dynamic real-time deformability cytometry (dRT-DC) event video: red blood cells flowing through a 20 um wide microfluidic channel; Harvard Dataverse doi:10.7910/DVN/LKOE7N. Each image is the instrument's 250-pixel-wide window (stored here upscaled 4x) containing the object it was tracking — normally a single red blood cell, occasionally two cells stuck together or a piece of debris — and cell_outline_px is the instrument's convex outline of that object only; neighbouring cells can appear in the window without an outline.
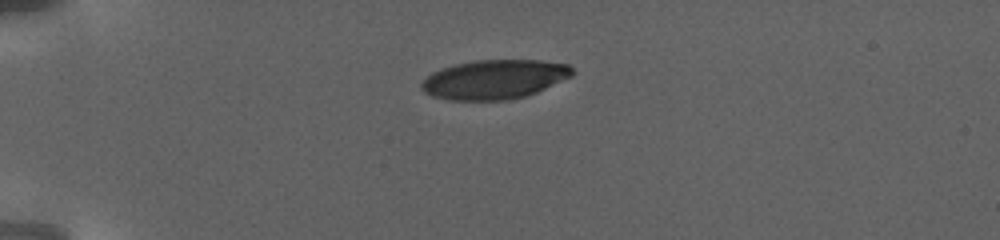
{"species": "human", "species_latin": "Homo sapiens", "temperature_condition": "warm", "stored_images_in_passage": 47, "camera_frame_rate_fps": 3000, "um_per_image_px": 0.085, "donor": {"sex": "female"}, "frame": {"image": 1, "passage_image": 1, "time_ms": 0.0, "image_size_px": [1000, 240], "cell_outline_px": [[576, 72], [572, 76], [536, 92], [524, 96], [508, 100], [448, 100], [432, 96], [424, 92], [420, 88], [420, 84], [432, 72], [440, 68], [472, 60], [540, 60], [568, 64]], "centroid_in_image_um": [42.01, 6.74], "position_along_channel_um": 43.0, "area_um2": 34.62}}
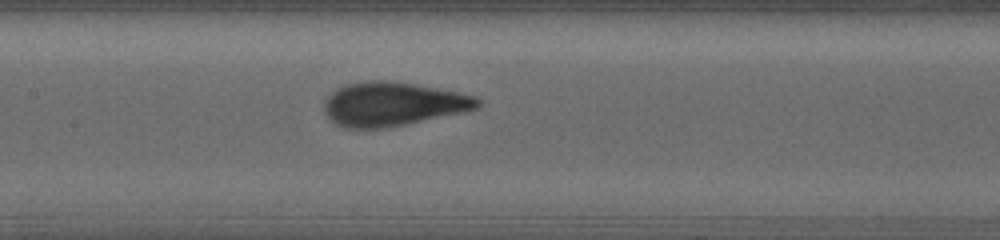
{"frame": {"image": 2, "passage_image": 17, "time_ms": 6.333, "image_size_px": [1000, 240], "cell_outline_px": [[480, 104], [476, 108], [464, 112], [384, 128], [344, 128], [336, 124], [324, 112], [324, 100], [336, 88], [344, 84], [364, 80], [384, 80], [416, 84], [476, 96], [480, 100]], "centroid_in_image_um": [33.34, 8.83], "position_along_channel_um": 174.1, "area_um2": 39.13}}
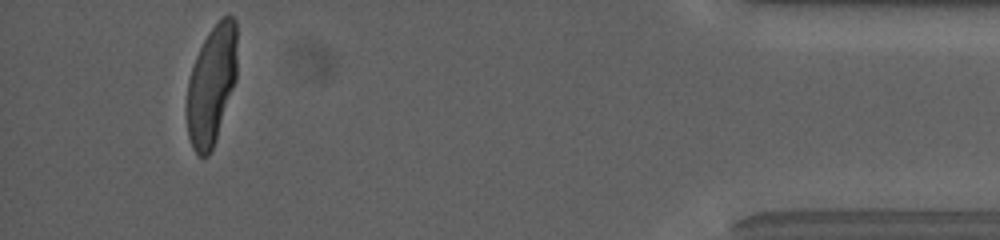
{"frame": {"image": 3, "passage_image": 44, "time_ms": 17.0, "image_size_px": [1000, 240], "cell_outline_px": [[236, 80], [216, 140], [208, 156], [200, 156], [192, 148], [188, 136], [184, 108], [188, 80], [196, 56], [208, 32], [220, 16], [228, 12], [236, 20]], "centroid_in_image_um": [17.96, 7.21], "position_along_channel_um": 417.2, "area_um2": 35.6}, "authors_computed_cell_mechanics": {"area_um2": 37.281, "velocity_mm_per_s": 2.8028, "shape_relaxation_time_tau1_ms": 4.6987, "shape_relaxation_time_tau2_ms": null, "deformation_change_tau1": 0.2028, "deformation_change_tau2": null}}